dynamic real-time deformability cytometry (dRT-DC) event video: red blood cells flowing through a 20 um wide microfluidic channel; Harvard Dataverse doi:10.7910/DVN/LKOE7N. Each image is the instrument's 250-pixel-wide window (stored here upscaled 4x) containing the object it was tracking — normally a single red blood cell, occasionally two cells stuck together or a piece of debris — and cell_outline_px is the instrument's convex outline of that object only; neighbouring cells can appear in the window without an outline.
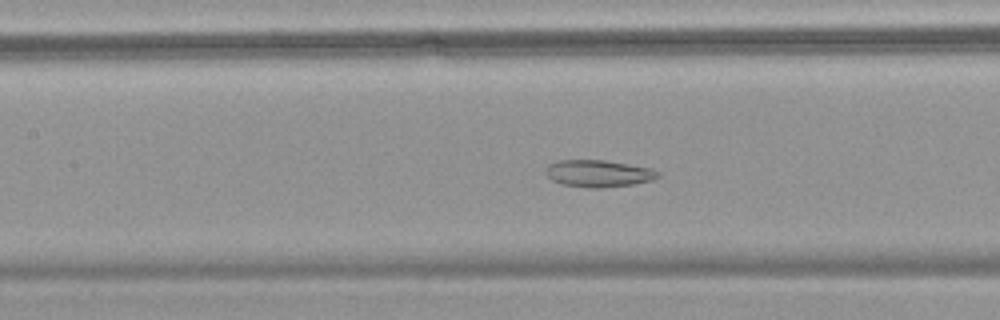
{"species": "common noctule bat (a hibernating species)", "species_latin": "Nyctalus noctula", "temperature_condition": "warm", "stored_images_in_passage": 58, "camera_frame_rate_fps": 3000, "um_per_image_px": 0.085, "animal": {"sex": "female", "body_mass_g": 18.4}, "frame": {"image": 1, "passage_image": 28, "time_ms": 9.0, "image_size_px": [1000, 320], "cell_outline_px": [[660, 176], [652, 180], [632, 184], [600, 188], [588, 188], [560, 184], [552, 180], [544, 172], [548, 164], [560, 160], [604, 160], [652, 168], [660, 172]], "centroid_in_image_um": [50.86, 14.74], "position_along_channel_um": 156.5, "area_um2": 17.74}}
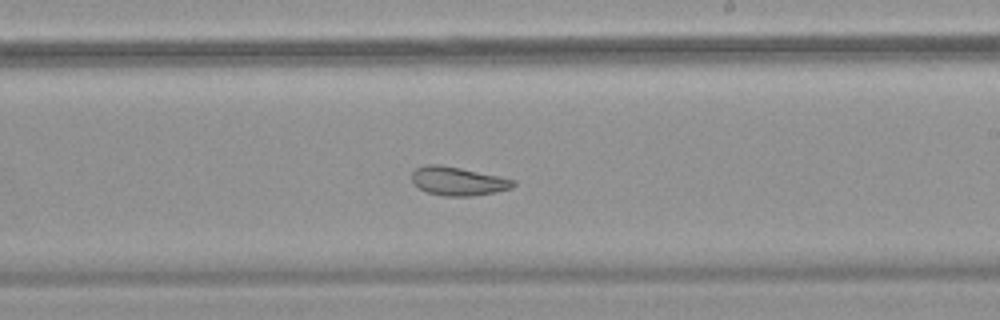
{"frame": {"image": 2, "passage_image": 36, "time_ms": 11.667, "image_size_px": [1000, 320], "cell_outline_px": [[516, 184], [512, 188], [496, 192], [472, 196], [444, 196], [428, 192], [412, 184], [412, 172], [416, 168], [428, 164], [440, 164], [500, 176], [516, 180]], "centroid_in_image_um": [38.94, 15.4], "position_along_channel_um": 250.1, "area_um2": 16.99}}
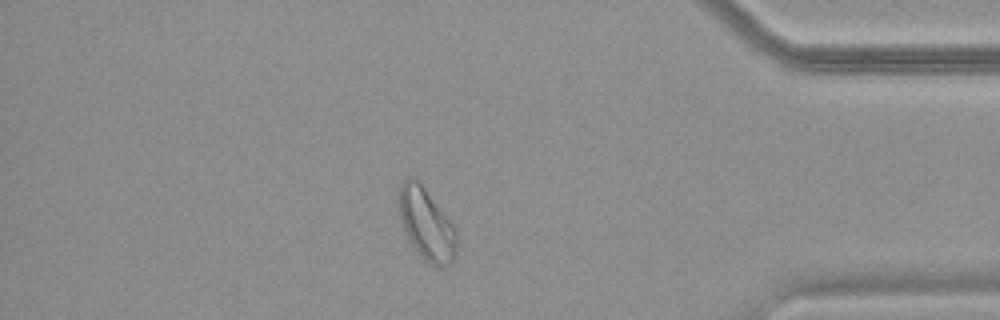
{"frame": {"image": 3, "passage_image": 51, "time_ms": 16.667, "image_size_px": [1000, 320], "cell_outline_px": [[456, 256], [448, 264], [436, 268], [428, 264], [424, 260], [408, 240], [400, 216], [396, 200], [400, 184], [404, 180], [412, 176], [416, 176], [456, 228]], "centroid_in_image_um": [36.22, 19.02], "position_along_channel_um": 399.0, "area_um2": 24.57}}